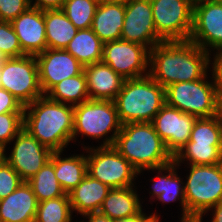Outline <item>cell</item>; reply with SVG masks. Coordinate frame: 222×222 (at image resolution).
<instances>
[{"label": "cell", "instance_id": "obj_1", "mask_svg": "<svg viewBox=\"0 0 222 222\" xmlns=\"http://www.w3.org/2000/svg\"><path fill=\"white\" fill-rule=\"evenodd\" d=\"M209 58V52L190 40L163 41L150 50L149 75L164 88L199 80L207 74Z\"/></svg>", "mask_w": 222, "mask_h": 222}, {"label": "cell", "instance_id": "obj_2", "mask_svg": "<svg viewBox=\"0 0 222 222\" xmlns=\"http://www.w3.org/2000/svg\"><path fill=\"white\" fill-rule=\"evenodd\" d=\"M73 121L74 106L44 95L24 107L23 128L52 151H63L74 140Z\"/></svg>", "mask_w": 222, "mask_h": 222}, {"label": "cell", "instance_id": "obj_3", "mask_svg": "<svg viewBox=\"0 0 222 222\" xmlns=\"http://www.w3.org/2000/svg\"><path fill=\"white\" fill-rule=\"evenodd\" d=\"M113 147L138 173L145 169H158L173 162V156L151 122L123 124Z\"/></svg>", "mask_w": 222, "mask_h": 222}, {"label": "cell", "instance_id": "obj_4", "mask_svg": "<svg viewBox=\"0 0 222 222\" xmlns=\"http://www.w3.org/2000/svg\"><path fill=\"white\" fill-rule=\"evenodd\" d=\"M120 122H152L166 104L165 88L150 75L125 79L114 100Z\"/></svg>", "mask_w": 222, "mask_h": 222}, {"label": "cell", "instance_id": "obj_5", "mask_svg": "<svg viewBox=\"0 0 222 222\" xmlns=\"http://www.w3.org/2000/svg\"><path fill=\"white\" fill-rule=\"evenodd\" d=\"M199 80L172 83L165 88L166 104L197 118H209L220 114L221 93L214 82Z\"/></svg>", "mask_w": 222, "mask_h": 222}, {"label": "cell", "instance_id": "obj_6", "mask_svg": "<svg viewBox=\"0 0 222 222\" xmlns=\"http://www.w3.org/2000/svg\"><path fill=\"white\" fill-rule=\"evenodd\" d=\"M184 186L186 219L200 218L222 202V163L191 165Z\"/></svg>", "mask_w": 222, "mask_h": 222}, {"label": "cell", "instance_id": "obj_7", "mask_svg": "<svg viewBox=\"0 0 222 222\" xmlns=\"http://www.w3.org/2000/svg\"><path fill=\"white\" fill-rule=\"evenodd\" d=\"M114 128V129H113ZM122 123L119 120L114 101L87 100L74 106V121L72 139L79 133L100 139L112 130L114 133L106 137L101 146H113L117 134L121 131Z\"/></svg>", "mask_w": 222, "mask_h": 222}, {"label": "cell", "instance_id": "obj_8", "mask_svg": "<svg viewBox=\"0 0 222 222\" xmlns=\"http://www.w3.org/2000/svg\"><path fill=\"white\" fill-rule=\"evenodd\" d=\"M0 88L10 92L23 107L43 96L35 55L8 58L2 65Z\"/></svg>", "mask_w": 222, "mask_h": 222}, {"label": "cell", "instance_id": "obj_9", "mask_svg": "<svg viewBox=\"0 0 222 222\" xmlns=\"http://www.w3.org/2000/svg\"><path fill=\"white\" fill-rule=\"evenodd\" d=\"M87 159V173L113 188L134 186L133 179L138 171L113 146L92 147Z\"/></svg>", "mask_w": 222, "mask_h": 222}, {"label": "cell", "instance_id": "obj_10", "mask_svg": "<svg viewBox=\"0 0 222 222\" xmlns=\"http://www.w3.org/2000/svg\"><path fill=\"white\" fill-rule=\"evenodd\" d=\"M157 35L163 41L189 40L193 4L189 0H150Z\"/></svg>", "mask_w": 222, "mask_h": 222}, {"label": "cell", "instance_id": "obj_11", "mask_svg": "<svg viewBox=\"0 0 222 222\" xmlns=\"http://www.w3.org/2000/svg\"><path fill=\"white\" fill-rule=\"evenodd\" d=\"M150 61V50L141 44L114 40L103 44L102 62L109 65L124 79H136L149 75L147 66ZM145 72V75L142 74Z\"/></svg>", "mask_w": 222, "mask_h": 222}, {"label": "cell", "instance_id": "obj_12", "mask_svg": "<svg viewBox=\"0 0 222 222\" xmlns=\"http://www.w3.org/2000/svg\"><path fill=\"white\" fill-rule=\"evenodd\" d=\"M15 144L5 161L19 174L23 181L32 178L50 161L53 151L41 144L26 129H22L14 138Z\"/></svg>", "mask_w": 222, "mask_h": 222}, {"label": "cell", "instance_id": "obj_13", "mask_svg": "<svg viewBox=\"0 0 222 222\" xmlns=\"http://www.w3.org/2000/svg\"><path fill=\"white\" fill-rule=\"evenodd\" d=\"M121 39L146 46L151 50L163 42L157 35L150 0H128Z\"/></svg>", "mask_w": 222, "mask_h": 222}, {"label": "cell", "instance_id": "obj_14", "mask_svg": "<svg viewBox=\"0 0 222 222\" xmlns=\"http://www.w3.org/2000/svg\"><path fill=\"white\" fill-rule=\"evenodd\" d=\"M189 40L207 52L212 47H222V0H207L193 6Z\"/></svg>", "mask_w": 222, "mask_h": 222}, {"label": "cell", "instance_id": "obj_15", "mask_svg": "<svg viewBox=\"0 0 222 222\" xmlns=\"http://www.w3.org/2000/svg\"><path fill=\"white\" fill-rule=\"evenodd\" d=\"M197 117L165 104L152 120L155 131L174 157L189 141Z\"/></svg>", "mask_w": 222, "mask_h": 222}, {"label": "cell", "instance_id": "obj_16", "mask_svg": "<svg viewBox=\"0 0 222 222\" xmlns=\"http://www.w3.org/2000/svg\"><path fill=\"white\" fill-rule=\"evenodd\" d=\"M43 94L63 79L80 75L84 66L65 49L47 48L35 55Z\"/></svg>", "mask_w": 222, "mask_h": 222}, {"label": "cell", "instance_id": "obj_17", "mask_svg": "<svg viewBox=\"0 0 222 222\" xmlns=\"http://www.w3.org/2000/svg\"><path fill=\"white\" fill-rule=\"evenodd\" d=\"M11 25L26 55H37L47 49L43 10L30 6Z\"/></svg>", "mask_w": 222, "mask_h": 222}, {"label": "cell", "instance_id": "obj_18", "mask_svg": "<svg viewBox=\"0 0 222 222\" xmlns=\"http://www.w3.org/2000/svg\"><path fill=\"white\" fill-rule=\"evenodd\" d=\"M88 97L91 100L114 101L125 79L102 61L84 67Z\"/></svg>", "mask_w": 222, "mask_h": 222}, {"label": "cell", "instance_id": "obj_19", "mask_svg": "<svg viewBox=\"0 0 222 222\" xmlns=\"http://www.w3.org/2000/svg\"><path fill=\"white\" fill-rule=\"evenodd\" d=\"M38 203L31 186L23 181L14 192L0 200V222H34Z\"/></svg>", "mask_w": 222, "mask_h": 222}, {"label": "cell", "instance_id": "obj_20", "mask_svg": "<svg viewBox=\"0 0 222 222\" xmlns=\"http://www.w3.org/2000/svg\"><path fill=\"white\" fill-rule=\"evenodd\" d=\"M125 3L99 2L91 29L103 43L121 39Z\"/></svg>", "mask_w": 222, "mask_h": 222}, {"label": "cell", "instance_id": "obj_21", "mask_svg": "<svg viewBox=\"0 0 222 222\" xmlns=\"http://www.w3.org/2000/svg\"><path fill=\"white\" fill-rule=\"evenodd\" d=\"M111 188L88 173L68 195L71 208L82 216L89 212L99 211Z\"/></svg>", "mask_w": 222, "mask_h": 222}, {"label": "cell", "instance_id": "obj_22", "mask_svg": "<svg viewBox=\"0 0 222 222\" xmlns=\"http://www.w3.org/2000/svg\"><path fill=\"white\" fill-rule=\"evenodd\" d=\"M47 48L65 49L78 29L61 9L44 10Z\"/></svg>", "mask_w": 222, "mask_h": 222}, {"label": "cell", "instance_id": "obj_23", "mask_svg": "<svg viewBox=\"0 0 222 222\" xmlns=\"http://www.w3.org/2000/svg\"><path fill=\"white\" fill-rule=\"evenodd\" d=\"M177 167V164L173 161L172 163L160 167L158 169V174L163 171L168 172V175H161L160 177L157 176L153 183V191H152V196H156L158 200L162 201V203L165 202H171V201H176L177 199H181V205L183 209V215L181 217V220H186V200H185V190H184V185L183 187L181 186L182 181L181 178L178 177L177 172L175 168ZM160 171V172H159Z\"/></svg>", "mask_w": 222, "mask_h": 222}, {"label": "cell", "instance_id": "obj_24", "mask_svg": "<svg viewBox=\"0 0 222 222\" xmlns=\"http://www.w3.org/2000/svg\"><path fill=\"white\" fill-rule=\"evenodd\" d=\"M138 198L133 186L113 188L104 199L99 211L111 219L130 217L142 210Z\"/></svg>", "mask_w": 222, "mask_h": 222}, {"label": "cell", "instance_id": "obj_25", "mask_svg": "<svg viewBox=\"0 0 222 222\" xmlns=\"http://www.w3.org/2000/svg\"><path fill=\"white\" fill-rule=\"evenodd\" d=\"M62 151H54V171L65 193L73 190L87 174V159L84 155L61 158Z\"/></svg>", "mask_w": 222, "mask_h": 222}, {"label": "cell", "instance_id": "obj_26", "mask_svg": "<svg viewBox=\"0 0 222 222\" xmlns=\"http://www.w3.org/2000/svg\"><path fill=\"white\" fill-rule=\"evenodd\" d=\"M103 44L91 28L80 29L65 50L85 67L102 61Z\"/></svg>", "mask_w": 222, "mask_h": 222}, {"label": "cell", "instance_id": "obj_27", "mask_svg": "<svg viewBox=\"0 0 222 222\" xmlns=\"http://www.w3.org/2000/svg\"><path fill=\"white\" fill-rule=\"evenodd\" d=\"M49 99L76 106L89 100L87 82L84 72L80 75L63 79L53 86L46 94Z\"/></svg>", "mask_w": 222, "mask_h": 222}, {"label": "cell", "instance_id": "obj_28", "mask_svg": "<svg viewBox=\"0 0 222 222\" xmlns=\"http://www.w3.org/2000/svg\"><path fill=\"white\" fill-rule=\"evenodd\" d=\"M27 183L31 186L38 202L61 197L66 194L55 176L54 151L50 161L30 178Z\"/></svg>", "mask_w": 222, "mask_h": 222}, {"label": "cell", "instance_id": "obj_29", "mask_svg": "<svg viewBox=\"0 0 222 222\" xmlns=\"http://www.w3.org/2000/svg\"><path fill=\"white\" fill-rule=\"evenodd\" d=\"M187 159L190 165H216L222 163V144H196L187 142L173 157L179 166L182 160Z\"/></svg>", "mask_w": 222, "mask_h": 222}, {"label": "cell", "instance_id": "obj_30", "mask_svg": "<svg viewBox=\"0 0 222 222\" xmlns=\"http://www.w3.org/2000/svg\"><path fill=\"white\" fill-rule=\"evenodd\" d=\"M69 195L44 200L38 203L34 222H71L72 215Z\"/></svg>", "mask_w": 222, "mask_h": 222}, {"label": "cell", "instance_id": "obj_31", "mask_svg": "<svg viewBox=\"0 0 222 222\" xmlns=\"http://www.w3.org/2000/svg\"><path fill=\"white\" fill-rule=\"evenodd\" d=\"M98 4L99 0H65L61 10L78 30L89 29Z\"/></svg>", "mask_w": 222, "mask_h": 222}, {"label": "cell", "instance_id": "obj_32", "mask_svg": "<svg viewBox=\"0 0 222 222\" xmlns=\"http://www.w3.org/2000/svg\"><path fill=\"white\" fill-rule=\"evenodd\" d=\"M188 142L196 144H222V117L197 118Z\"/></svg>", "mask_w": 222, "mask_h": 222}, {"label": "cell", "instance_id": "obj_33", "mask_svg": "<svg viewBox=\"0 0 222 222\" xmlns=\"http://www.w3.org/2000/svg\"><path fill=\"white\" fill-rule=\"evenodd\" d=\"M24 112H8L0 114V146L6 147L23 129Z\"/></svg>", "mask_w": 222, "mask_h": 222}, {"label": "cell", "instance_id": "obj_34", "mask_svg": "<svg viewBox=\"0 0 222 222\" xmlns=\"http://www.w3.org/2000/svg\"><path fill=\"white\" fill-rule=\"evenodd\" d=\"M0 51L8 58L26 55L19 44L18 37L14 32L11 22L0 21Z\"/></svg>", "mask_w": 222, "mask_h": 222}, {"label": "cell", "instance_id": "obj_35", "mask_svg": "<svg viewBox=\"0 0 222 222\" xmlns=\"http://www.w3.org/2000/svg\"><path fill=\"white\" fill-rule=\"evenodd\" d=\"M22 182L19 174L4 160L0 164V200L14 192Z\"/></svg>", "mask_w": 222, "mask_h": 222}, {"label": "cell", "instance_id": "obj_36", "mask_svg": "<svg viewBox=\"0 0 222 222\" xmlns=\"http://www.w3.org/2000/svg\"><path fill=\"white\" fill-rule=\"evenodd\" d=\"M29 7V0H0V21L11 22Z\"/></svg>", "mask_w": 222, "mask_h": 222}, {"label": "cell", "instance_id": "obj_37", "mask_svg": "<svg viewBox=\"0 0 222 222\" xmlns=\"http://www.w3.org/2000/svg\"><path fill=\"white\" fill-rule=\"evenodd\" d=\"M8 112H24V107L10 92L0 88V114Z\"/></svg>", "mask_w": 222, "mask_h": 222}, {"label": "cell", "instance_id": "obj_38", "mask_svg": "<svg viewBox=\"0 0 222 222\" xmlns=\"http://www.w3.org/2000/svg\"><path fill=\"white\" fill-rule=\"evenodd\" d=\"M213 64V78L219 87L220 93L222 94V47L217 49Z\"/></svg>", "mask_w": 222, "mask_h": 222}, {"label": "cell", "instance_id": "obj_39", "mask_svg": "<svg viewBox=\"0 0 222 222\" xmlns=\"http://www.w3.org/2000/svg\"><path fill=\"white\" fill-rule=\"evenodd\" d=\"M112 222H159V217L155 213L146 216L141 210L138 214L130 217L112 219Z\"/></svg>", "mask_w": 222, "mask_h": 222}, {"label": "cell", "instance_id": "obj_40", "mask_svg": "<svg viewBox=\"0 0 222 222\" xmlns=\"http://www.w3.org/2000/svg\"><path fill=\"white\" fill-rule=\"evenodd\" d=\"M32 0H29L30 6ZM65 0H35V3L31 6L39 10H53L61 9Z\"/></svg>", "mask_w": 222, "mask_h": 222}, {"label": "cell", "instance_id": "obj_41", "mask_svg": "<svg viewBox=\"0 0 222 222\" xmlns=\"http://www.w3.org/2000/svg\"><path fill=\"white\" fill-rule=\"evenodd\" d=\"M89 219L88 222H112V219L100 211L89 212L84 214Z\"/></svg>", "mask_w": 222, "mask_h": 222}, {"label": "cell", "instance_id": "obj_42", "mask_svg": "<svg viewBox=\"0 0 222 222\" xmlns=\"http://www.w3.org/2000/svg\"><path fill=\"white\" fill-rule=\"evenodd\" d=\"M214 209L215 213L211 222H222V202L216 204L215 206L211 207Z\"/></svg>", "mask_w": 222, "mask_h": 222}, {"label": "cell", "instance_id": "obj_43", "mask_svg": "<svg viewBox=\"0 0 222 222\" xmlns=\"http://www.w3.org/2000/svg\"><path fill=\"white\" fill-rule=\"evenodd\" d=\"M7 59L8 57L0 51V67H2V65L6 62Z\"/></svg>", "mask_w": 222, "mask_h": 222}, {"label": "cell", "instance_id": "obj_44", "mask_svg": "<svg viewBox=\"0 0 222 222\" xmlns=\"http://www.w3.org/2000/svg\"><path fill=\"white\" fill-rule=\"evenodd\" d=\"M5 151V148H3L2 146H0V164L5 160L4 157H5V154H4Z\"/></svg>", "mask_w": 222, "mask_h": 222}, {"label": "cell", "instance_id": "obj_45", "mask_svg": "<svg viewBox=\"0 0 222 222\" xmlns=\"http://www.w3.org/2000/svg\"><path fill=\"white\" fill-rule=\"evenodd\" d=\"M128 0H99V2H116V3H126Z\"/></svg>", "mask_w": 222, "mask_h": 222}, {"label": "cell", "instance_id": "obj_46", "mask_svg": "<svg viewBox=\"0 0 222 222\" xmlns=\"http://www.w3.org/2000/svg\"><path fill=\"white\" fill-rule=\"evenodd\" d=\"M193 5L195 4H198L200 2H204V1H207V0H189Z\"/></svg>", "mask_w": 222, "mask_h": 222}, {"label": "cell", "instance_id": "obj_47", "mask_svg": "<svg viewBox=\"0 0 222 222\" xmlns=\"http://www.w3.org/2000/svg\"><path fill=\"white\" fill-rule=\"evenodd\" d=\"M220 115L222 117V94H221V98H220Z\"/></svg>", "mask_w": 222, "mask_h": 222}, {"label": "cell", "instance_id": "obj_48", "mask_svg": "<svg viewBox=\"0 0 222 222\" xmlns=\"http://www.w3.org/2000/svg\"><path fill=\"white\" fill-rule=\"evenodd\" d=\"M1 78H2V67H0V84H1Z\"/></svg>", "mask_w": 222, "mask_h": 222}]
</instances>
